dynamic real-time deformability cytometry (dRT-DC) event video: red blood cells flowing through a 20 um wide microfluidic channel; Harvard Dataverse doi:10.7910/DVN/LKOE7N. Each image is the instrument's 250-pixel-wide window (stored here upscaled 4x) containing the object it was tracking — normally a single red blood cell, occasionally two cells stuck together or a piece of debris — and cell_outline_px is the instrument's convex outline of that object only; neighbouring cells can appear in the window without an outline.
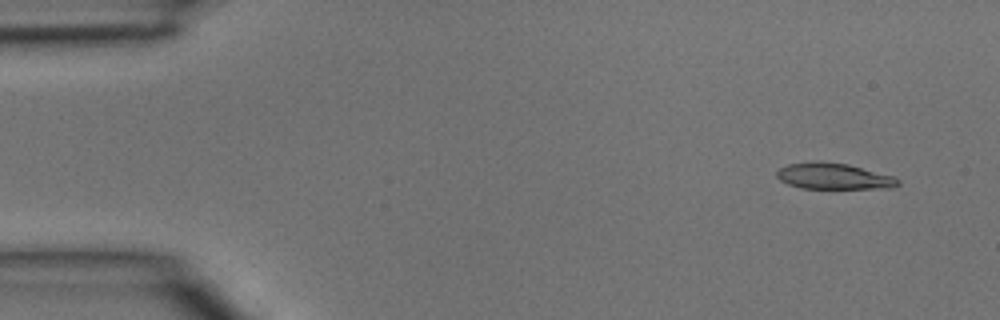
{"species": "common noctule bat (a hibernating species)", "species_latin": "Nyctalus noctula", "temperature_condition": "room temperature", "stored_images_in_passage": 3, "camera_frame_rate_fps": 3000, "um_per_image_px": 0.085, "animal": {"sex": "male", "body_mass_g": 15.6}, "frame": {"image": 1, "passage_image": 1, "time_ms": 0.0, "image_size_px": [1000, 320], "cell_outline_px": [[900, 184], [892, 188], [800, 188], [788, 184], [780, 180], [776, 176], [776, 172], [780, 168], [788, 164], [816, 160], [820, 160], [848, 164], [892, 176], [900, 180]], "centroid_in_image_um": [70.83, 14.97], "position_along_channel_um": 14.2, "area_um2": 18.5}}